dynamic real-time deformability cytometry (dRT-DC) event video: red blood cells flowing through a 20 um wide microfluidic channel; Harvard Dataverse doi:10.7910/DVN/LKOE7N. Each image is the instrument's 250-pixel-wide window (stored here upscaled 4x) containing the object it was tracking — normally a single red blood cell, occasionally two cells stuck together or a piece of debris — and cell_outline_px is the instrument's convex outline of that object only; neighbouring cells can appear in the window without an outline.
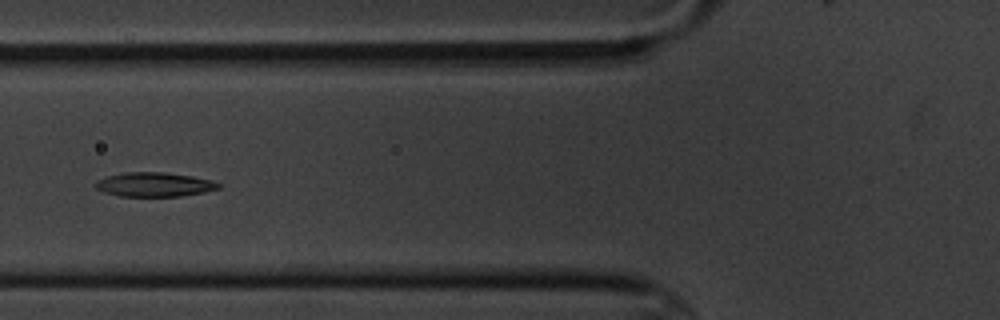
{"species": "common noctule bat (a hibernating species)", "species_latin": "Nyctalus noctula", "temperature_condition": "cold", "stored_images_in_passage": 9, "camera_frame_rate_fps": 3000, "um_per_image_px": 0.085, "animal": {"sex": "male", "body_mass_g": 20.1, "forearm_length_mm": 53.5}, "frame": {"image": 1, "passage_image": 4, "time_ms": 3.333, "image_size_px": [1000, 320], "cell_outline_px": [[220, 188], [204, 192], [180, 196], [120, 196], [104, 192], [96, 188], [96, 180], [108, 176], [124, 172], [164, 172], [192, 176], [212, 180], [220, 184]], "centroid_in_image_um": [13.12, 15.68], "position_along_channel_um": 112.7, "area_um2": 17.28}}
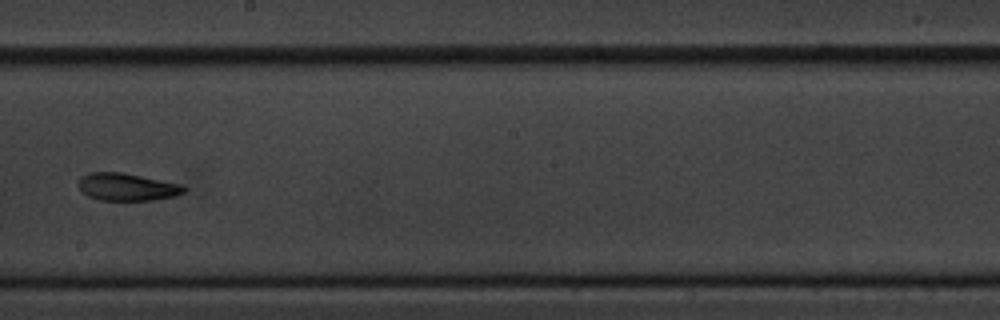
{"frame": {"image": 2, "passage_image": 7, "time_ms": 7.0, "image_size_px": [1000, 320], "cell_outline_px": [[188, 188], [184, 192], [176, 196], [156, 200], [100, 200], [88, 196], [80, 192], [76, 184], [80, 176], [88, 172], [120, 172], [184, 184]], "centroid_in_image_um": [10.78, 15.89], "position_along_channel_um": 237.4, "area_um2": 17.34}}
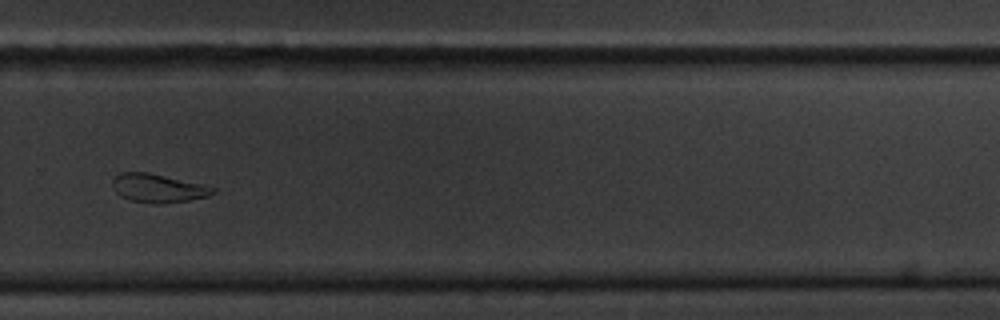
{"frame": {"image": 3, "passage_image": 9, "time_ms": 9.333, "image_size_px": [1000, 320], "cell_outline_px": [[216, 192], [208, 196], [188, 200], [164, 204], [152, 204], [132, 200], [120, 196], [112, 188], [112, 180], [120, 172], [148, 172], [200, 184], [216, 188]], "centroid_in_image_um": [13.4, 16.0], "position_along_channel_um": 316.4, "area_um2": 16.65}}